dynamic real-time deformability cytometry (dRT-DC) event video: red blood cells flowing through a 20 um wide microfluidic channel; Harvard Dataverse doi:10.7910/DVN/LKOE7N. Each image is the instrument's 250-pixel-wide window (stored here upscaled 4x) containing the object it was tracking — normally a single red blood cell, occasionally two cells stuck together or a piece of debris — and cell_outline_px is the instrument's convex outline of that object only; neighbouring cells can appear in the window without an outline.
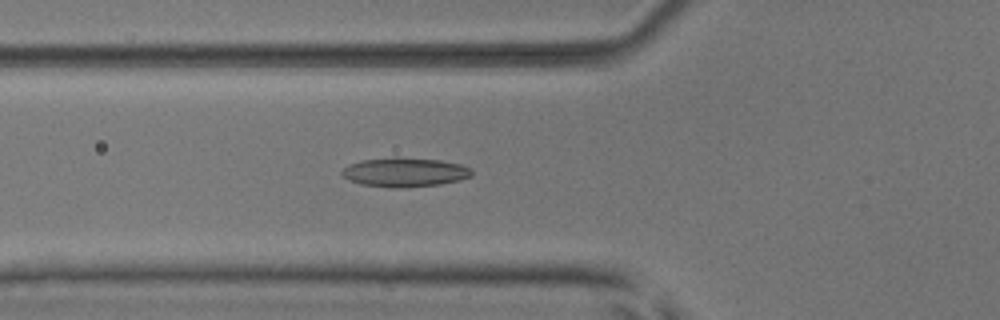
{"species": "common noctule bat (a hibernating species)", "species_latin": "Nyctalus noctula", "temperature_condition": "room temperature", "stored_images_in_passage": 49, "camera_frame_rate_fps": 3000, "um_per_image_px": 0.085, "animal": {"sex": "male", "body_mass_g": 17.9, "forearm_length_mm": 54.2}, "frame": {"image": 1, "passage_image": 16, "time_ms": 5.0, "image_size_px": [1000, 320], "cell_outline_px": [[472, 176], [460, 180], [440, 184], [400, 188], [392, 188], [360, 184], [348, 180], [340, 172], [348, 164], [360, 160], [392, 156], [396, 156], [440, 160], [460, 164], [472, 168]], "centroid_in_image_um": [34.38, 14.62], "position_along_channel_um": 91.4, "area_um2": 22.48}}
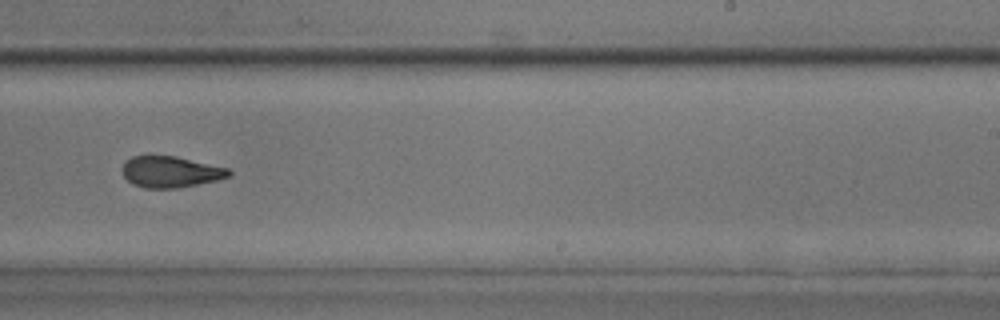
{"frame": {"image": 2, "passage_image": 30, "time_ms": 9.667, "image_size_px": [1000, 320], "cell_outline_px": [[232, 172], [228, 176], [216, 180], [176, 188], [144, 188], [132, 184], [124, 176], [120, 168], [124, 160], [132, 156], [148, 152], [176, 156], [228, 168]], "centroid_in_image_um": [14.38, 14.55], "position_along_channel_um": 274.6, "area_um2": 20.0}}
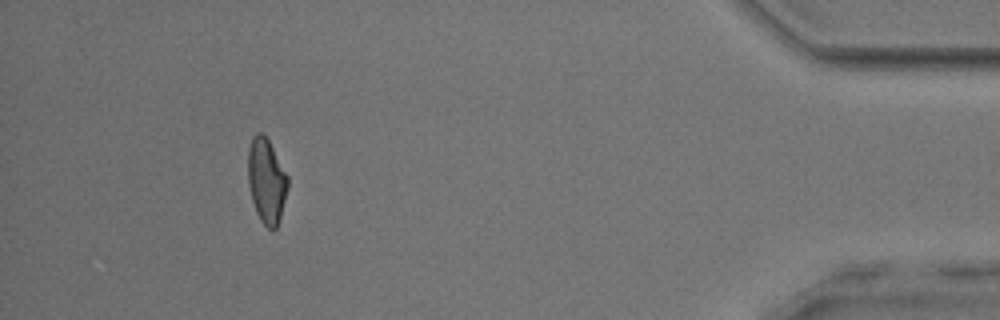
{"frame": {"image": 3, "passage_image": 45, "time_ms": 14.667, "image_size_px": [1000, 320], "cell_outline_px": [[288, 188], [280, 216], [276, 228], [272, 232], [260, 220], [256, 212], [252, 200], [248, 184], [248, 148], [252, 136], [256, 132], [260, 132], [268, 140], [288, 176]], "centroid_in_image_um": [22.64, 15.37], "position_along_channel_um": 412.6, "area_um2": 19.59}, "authors_computed_cell_mechanics": {"area_um2": 20.4034, "velocity_mm_per_s": 3.9326, "shape_relaxation_time_tau1_ms": 5.1668, "shape_relaxation_time_tau2_ms": 1.8916, "deformation_change_tau1": 0.1591, "deformation_change_tau2": 0.0853}}